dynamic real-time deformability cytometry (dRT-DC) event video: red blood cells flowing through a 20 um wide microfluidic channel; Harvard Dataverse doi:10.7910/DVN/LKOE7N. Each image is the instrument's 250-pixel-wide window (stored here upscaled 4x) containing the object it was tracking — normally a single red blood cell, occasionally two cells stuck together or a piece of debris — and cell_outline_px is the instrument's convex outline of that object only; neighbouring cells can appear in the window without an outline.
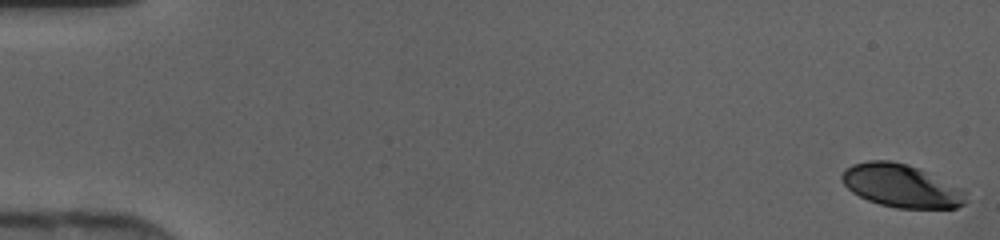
{"species": "human", "species_latin": "Homo sapiens", "temperature_condition": "cold", "stored_images_in_passage": 47, "camera_frame_rate_fps": 3000, "um_per_image_px": 0.085, "donor": {"sex": "female"}, "frame": {"image": 1, "passage_image": 1, "time_ms": 0.0, "image_size_px": [1000, 240], "cell_outline_px": [[968, 200], [964, 204], [956, 208], [896, 208], [880, 204], [868, 200], [852, 192], [844, 184], [840, 176], [844, 168], [852, 164], [868, 160], [888, 160], [908, 164], [964, 188], [968, 192]], "centroid_in_image_um": [76.64, 15.79], "position_along_channel_um": 8.4, "area_um2": 31.44}}
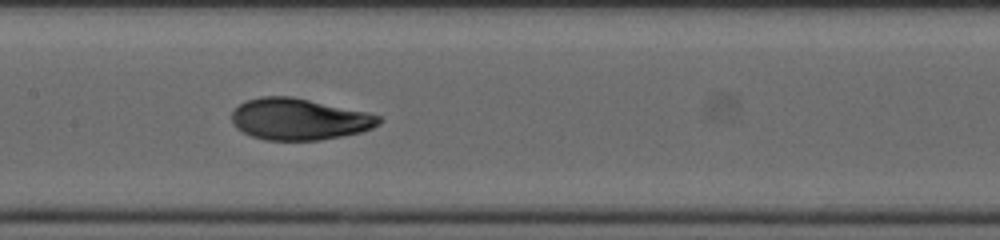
{"frame": {"image": 2, "passage_image": 24, "time_ms": 7.667, "image_size_px": [1000, 240], "cell_outline_px": [[384, 120], [380, 124], [372, 128], [360, 132], [320, 140], [264, 140], [252, 136], [236, 128], [232, 120], [232, 112], [240, 104], [248, 100], [260, 96], [292, 96], [368, 112], [380, 116]], "centroid_in_image_um": [25.45, 10.12], "position_along_channel_um": 181.9, "area_um2": 35.6}}
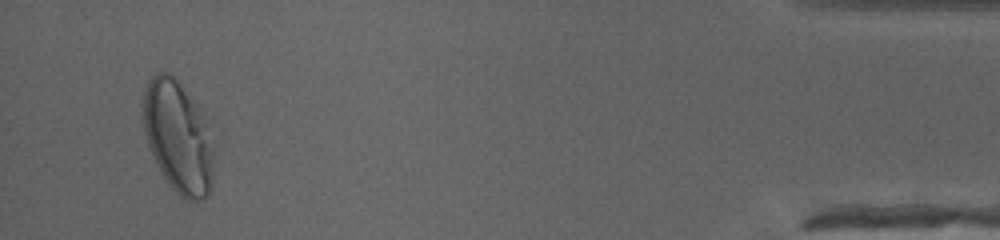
{"frame": {"image": 3, "passage_image": 45, "time_ms": 14.667, "image_size_px": [1000, 240], "cell_outline_px": [[212, 180], [208, 192], [204, 200], [188, 200], [180, 196], [168, 184], [160, 172], [152, 156], [144, 132], [140, 104], [144, 88], [148, 80], [156, 72], [164, 72], [172, 76], [180, 84], [200, 108], [212, 152]], "centroid_in_image_um": [15.05, 11.62], "position_along_channel_um": 420.2, "area_um2": 45.78}}